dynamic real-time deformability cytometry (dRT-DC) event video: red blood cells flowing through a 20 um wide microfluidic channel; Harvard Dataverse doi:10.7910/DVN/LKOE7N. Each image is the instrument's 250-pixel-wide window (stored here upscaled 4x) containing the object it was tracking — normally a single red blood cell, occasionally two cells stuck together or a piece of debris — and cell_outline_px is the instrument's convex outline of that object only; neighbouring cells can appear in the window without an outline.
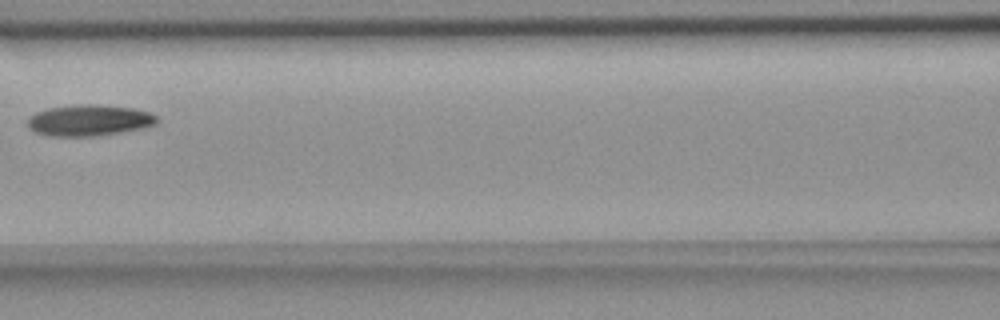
{"species": "common noctule bat (a hibernating species)", "species_latin": "Nyctalus noctula", "temperature_condition": "room temperature", "stored_images_in_passage": 6, "camera_frame_rate_fps": 3000, "um_per_image_px": 0.085, "animal": {"sex": "female", "body_mass_g": 18.4}, "frame": {"image": 1, "passage_image": 5, "time_ms": 4.667, "image_size_px": [1000, 320], "cell_outline_px": [[160, 120], [156, 124], [144, 128], [96, 136], [48, 136], [36, 132], [28, 128], [28, 116], [36, 112], [48, 108], [76, 104], [92, 104], [132, 108], [148, 112], [156, 116]], "centroid_in_image_um": [7.56, 10.23], "position_along_channel_um": 159.0, "area_um2": 23.58}}
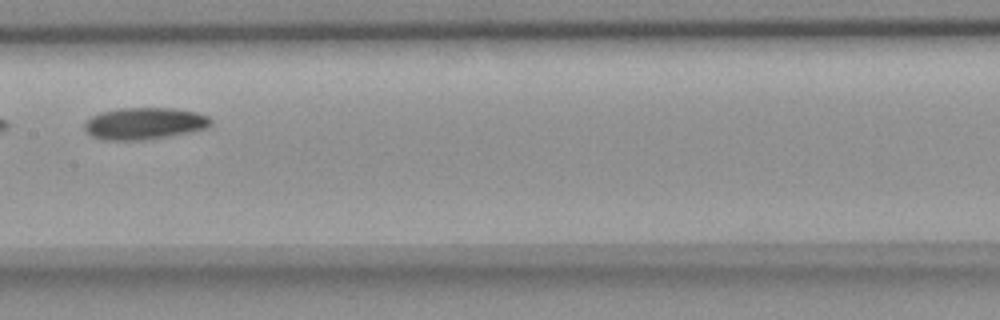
{"frame": {"image": 2, "passage_image": 6, "time_ms": 5.667, "image_size_px": [1000, 320], "cell_outline_px": [[212, 124], [208, 128], [192, 132], [144, 140], [104, 140], [92, 136], [84, 132], [84, 124], [92, 116], [100, 112], [116, 108], [172, 108], [196, 112], [208, 116], [212, 120]], "centroid_in_image_um": [12.28, 10.5], "position_along_channel_um": 195.1, "area_um2": 23.7}}